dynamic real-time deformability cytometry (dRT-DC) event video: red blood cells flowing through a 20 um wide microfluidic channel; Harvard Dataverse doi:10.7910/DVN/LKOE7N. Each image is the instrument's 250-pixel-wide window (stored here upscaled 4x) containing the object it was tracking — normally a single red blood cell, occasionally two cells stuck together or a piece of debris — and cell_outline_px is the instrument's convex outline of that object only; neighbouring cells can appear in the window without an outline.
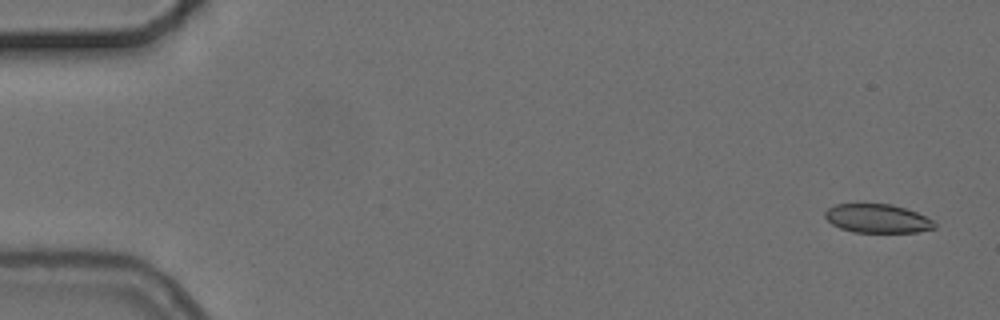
{"species": "common noctule bat (a hibernating species)", "species_latin": "Nyctalus noctula", "temperature_condition": "cold", "stored_images_in_passage": 4, "camera_frame_rate_fps": 3000, "um_per_image_px": 0.085, "animal": {"sex": "female", "body_mass_g": 24.6, "forearm_length_mm": 56.2}, "frame": {"image": 1, "passage_image": 1, "time_ms": 0.0, "image_size_px": [1000, 320], "cell_outline_px": [[936, 228], [916, 232], [852, 232], [840, 228], [832, 224], [824, 216], [824, 212], [828, 208], [836, 204], [892, 204], [916, 212], [932, 220], [936, 224]], "centroid_in_image_um": [74.56, 18.57], "position_along_channel_um": 10.4, "area_um2": 18.26}}
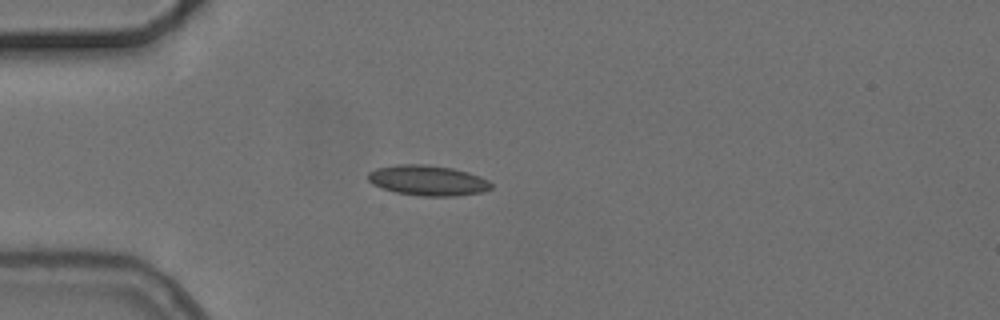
{"frame": {"image": 2, "passage_image": 4, "time_ms": 4.333, "image_size_px": [1000, 320], "cell_outline_px": [[492, 188], [484, 192], [456, 196], [424, 196], [396, 192], [380, 188], [372, 184], [368, 180], [368, 172], [376, 168], [396, 164], [424, 164], [452, 168], [468, 172], [480, 176], [488, 180], [492, 184]], "centroid_in_image_um": [36.36, 15.33], "position_along_channel_um": 48.6, "area_um2": 21.91}}